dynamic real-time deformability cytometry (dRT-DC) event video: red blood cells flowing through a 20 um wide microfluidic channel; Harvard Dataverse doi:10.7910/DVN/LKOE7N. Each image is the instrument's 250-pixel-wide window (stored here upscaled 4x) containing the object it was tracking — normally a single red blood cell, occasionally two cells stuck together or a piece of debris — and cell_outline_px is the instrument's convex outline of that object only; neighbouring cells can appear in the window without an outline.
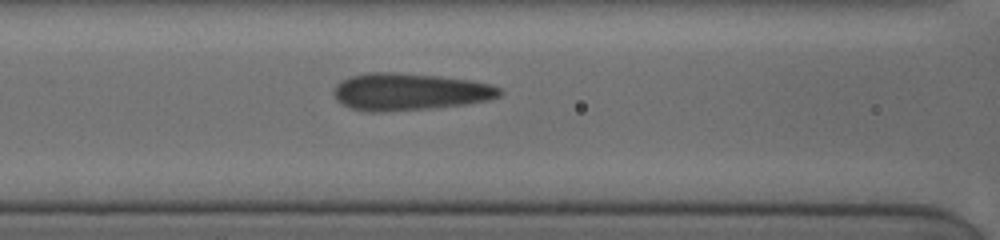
{"species": "human", "species_latin": "Homo sapiens", "temperature_condition": "cold", "stored_images_in_passage": 27, "camera_frame_rate_fps": 3000, "um_per_image_px": 0.085, "donor": {"sex": "female"}, "frame": {"image": 1, "passage_image": 7, "time_ms": 3.667, "image_size_px": [1000, 240], "cell_outline_px": [[504, 92], [500, 96], [488, 100], [464, 104], [432, 108], [384, 112], [368, 112], [348, 108], [340, 104], [336, 100], [332, 92], [332, 88], [340, 80], [348, 76], [368, 72], [396, 72], [440, 76], [472, 80], [492, 84], [500, 88]], "centroid_in_image_um": [34.76, 7.79], "position_along_channel_um": 131.8, "area_um2": 36.65}}
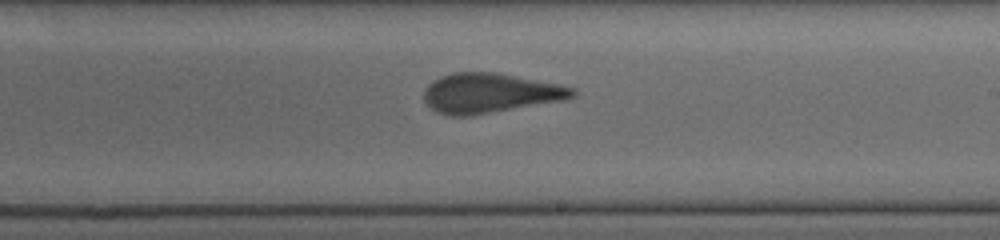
{"frame": {"image": 2, "passage_image": 15, "time_ms": 6.667, "image_size_px": [1000, 240], "cell_outline_px": [[576, 96], [564, 100], [472, 116], [448, 116], [436, 112], [424, 100], [424, 88], [432, 80], [440, 76], [452, 72], [496, 72], [560, 84], [576, 88]], "centroid_in_image_um": [41.64, 7.91], "position_along_channel_um": 247.4, "area_um2": 34.8}}
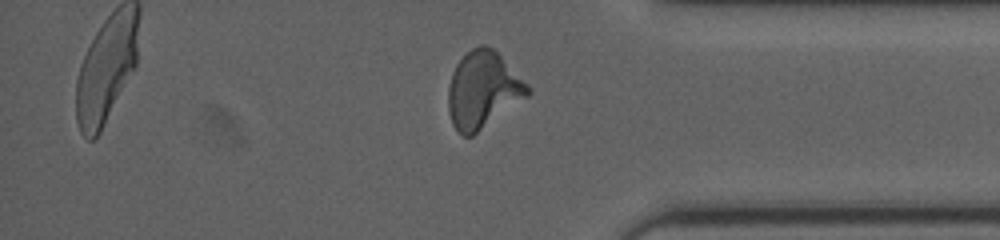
{"frame": {"image": 3, "passage_image": 26, "time_ms": 10.667, "image_size_px": [1000, 240], "cell_outline_px": [[532, 92], [528, 96], [472, 136], [464, 136], [452, 124], [448, 108], [448, 88], [452, 72], [456, 64], [472, 48], [480, 44], [484, 44], [492, 48], [532, 88]], "centroid_in_image_um": [41.05, 7.64], "position_along_channel_um": 394.1, "area_um2": 35.14}, "authors_computed_cell_mechanics": {"area_um2": 34.7378, "velocity_mm_per_s": 3.8509, "shape_relaxation_time_tau1_ms": null, "shape_relaxation_time_tau2_ms": 0.6373, "deformation_change_tau1": null, "deformation_change_tau2": 0.0865}}